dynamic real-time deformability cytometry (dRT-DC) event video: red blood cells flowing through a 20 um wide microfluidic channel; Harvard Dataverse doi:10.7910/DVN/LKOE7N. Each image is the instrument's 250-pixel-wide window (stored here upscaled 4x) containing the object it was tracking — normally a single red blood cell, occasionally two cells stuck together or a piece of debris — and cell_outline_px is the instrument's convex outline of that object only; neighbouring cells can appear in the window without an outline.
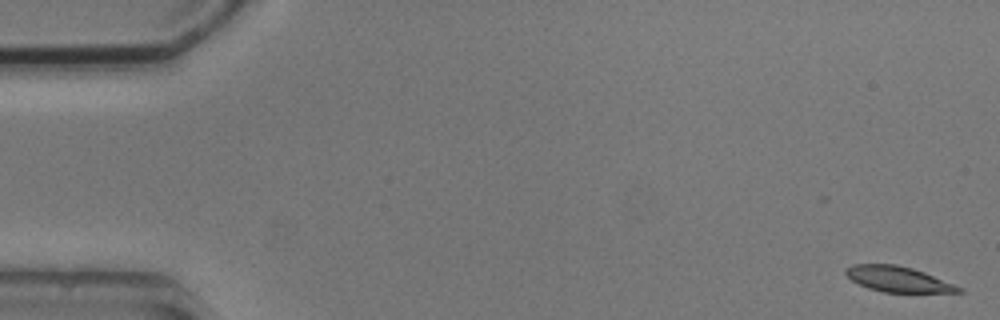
{"species": "common noctule bat (a hibernating species)", "species_latin": "Nyctalus noctula", "temperature_condition": "cold", "stored_images_in_passage": 6, "camera_frame_rate_fps": 3000, "um_per_image_px": 0.085, "animal": {"sex": "male", "body_mass_g": 20.5, "forearm_length_mm": 52.5}, "frame": {"image": 1, "passage_image": 1, "time_ms": 0.0, "image_size_px": [1000, 320], "cell_outline_px": [[964, 292], [884, 292], [868, 288], [852, 280], [844, 272], [844, 268], [852, 264], [896, 264], [912, 268], [924, 272], [964, 288]], "centroid_in_image_um": [76.33, 23.72], "position_along_channel_um": 8.7, "area_um2": 16.7}}